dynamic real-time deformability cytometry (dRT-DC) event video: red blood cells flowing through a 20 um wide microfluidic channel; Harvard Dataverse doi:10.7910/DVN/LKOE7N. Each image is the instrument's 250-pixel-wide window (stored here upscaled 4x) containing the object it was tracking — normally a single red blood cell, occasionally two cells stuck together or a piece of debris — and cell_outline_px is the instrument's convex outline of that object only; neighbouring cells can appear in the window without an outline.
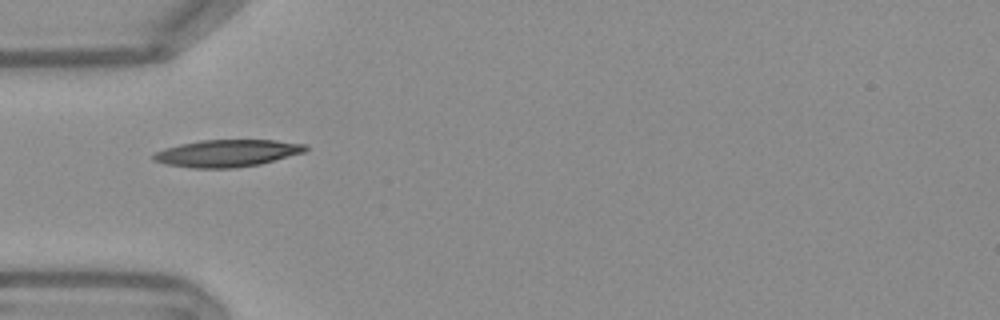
{"species": "Egyptian fruit bat (a non-hibernating species)", "species_latin": "Rousettus aegyptiacus", "temperature_condition": "warm", "stored_images_in_passage": 6, "camera_frame_rate_fps": 3000, "um_per_image_px": 0.085, "frame": {"image": 1, "passage_image": 1, "time_ms": 0.0, "image_size_px": [1000, 320], "cell_outline_px": [[308, 148], [304, 152], [260, 164], [236, 168], [192, 168], [164, 164], [152, 160], [152, 156], [156, 152], [164, 148], [180, 144], [200, 140], [276, 140], [304, 144]], "centroid_in_image_um": [19.27, 13.03], "position_along_channel_um": 65.7, "area_um2": 24.04}}
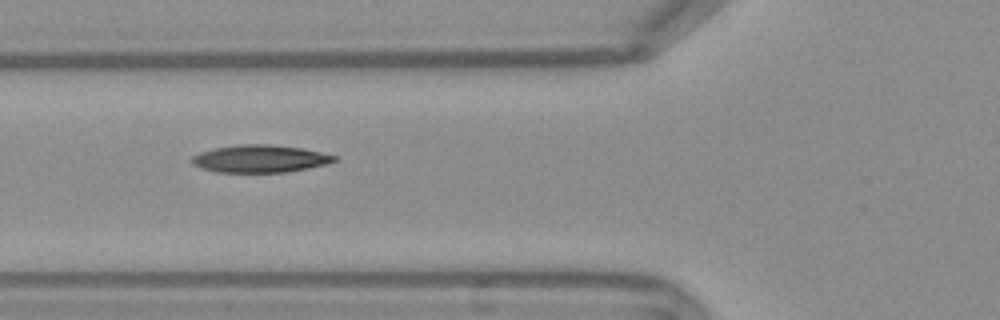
{"frame": {"image": 2, "passage_image": 4, "time_ms": 1.0, "image_size_px": [1000, 320], "cell_outline_px": [[336, 160], [328, 164], [288, 172], [216, 172], [200, 168], [192, 164], [192, 156], [200, 152], [216, 148], [240, 144], [268, 144], [304, 148], [336, 156]], "centroid_in_image_um": [22.1, 13.49], "position_along_channel_um": 103.7, "area_um2": 22.83}}